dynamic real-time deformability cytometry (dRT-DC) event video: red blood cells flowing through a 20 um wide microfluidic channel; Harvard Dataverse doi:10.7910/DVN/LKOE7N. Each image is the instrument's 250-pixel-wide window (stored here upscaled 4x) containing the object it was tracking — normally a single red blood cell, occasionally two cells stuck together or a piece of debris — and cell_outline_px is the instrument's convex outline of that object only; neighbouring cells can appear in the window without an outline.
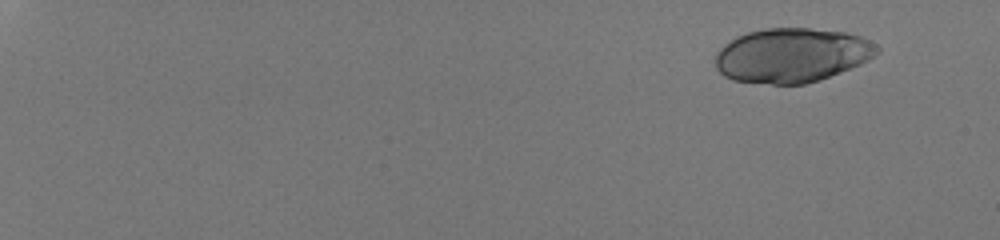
{"species": "human", "species_latin": "Homo sapiens", "temperature_condition": "room temperature", "stored_images_in_passage": 31, "camera_frame_rate_fps": 3000, "um_per_image_px": 0.085, "donor": {"sex": "male"}, "frame": {"image": 1, "passage_image": 1, "time_ms": 0.0, "image_size_px": [1000, 240], "cell_outline_px": [[880, 52], [868, 60], [860, 64], [820, 80], [804, 84], [772, 84], [732, 80], [724, 76], [716, 68], [716, 52], [724, 44], [736, 36], [748, 32], [764, 28], [808, 28], [844, 32], [860, 36], [876, 44], [880, 48]], "centroid_in_image_um": [67.3, 4.69], "position_along_channel_um": 17.7, "area_um2": 51.27}}
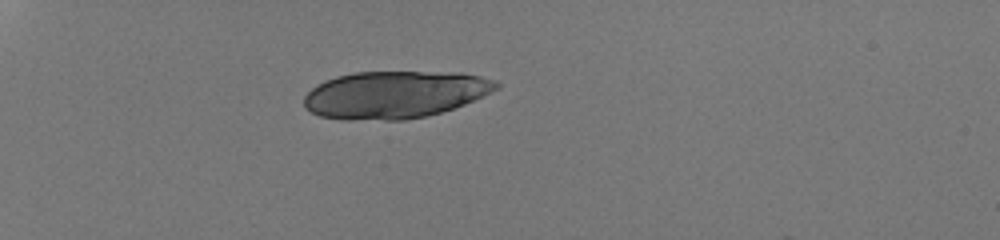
{"frame": {"image": 2, "passage_image": 15, "time_ms": 4.667, "image_size_px": [1000, 240], "cell_outline_px": [[500, 88], [464, 104], [440, 112], [424, 116], [404, 120], [340, 120], [320, 116], [304, 108], [304, 96], [312, 88], [324, 80], [336, 76], [356, 72], [460, 72], [480, 76], [496, 80], [500, 84]], "centroid_in_image_um": [33.54, 8.04], "position_along_channel_um": 51.5, "area_um2": 53.18}}